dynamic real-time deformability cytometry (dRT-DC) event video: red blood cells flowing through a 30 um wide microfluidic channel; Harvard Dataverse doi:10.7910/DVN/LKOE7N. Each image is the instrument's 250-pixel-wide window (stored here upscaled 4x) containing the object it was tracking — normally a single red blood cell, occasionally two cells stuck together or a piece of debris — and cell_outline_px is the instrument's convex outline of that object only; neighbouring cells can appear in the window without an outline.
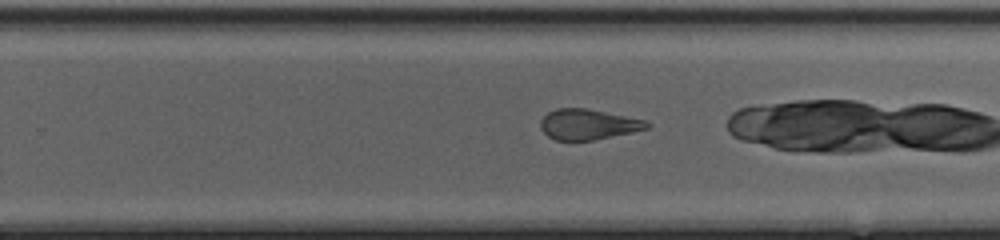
{"species": "common noctule bat (a hibernating species)", "species_latin": "Nyctalus noctula", "temperature_condition": "cold", "stored_images_in_passage": 37, "camera_frame_rate_fps": 3000, "um_per_image_px": 0.085, "animal": {"sex": "female", "body_mass_g": 20.0, "forearm_length_mm": 54.0}, "frame": {"image": 1, "passage_image": 29, "time_ms": 9.333, "image_size_px": [1000, 240], "cell_outline_px": [[652, 124], [648, 128], [632, 132], [592, 140], [556, 140], [548, 136], [540, 128], [540, 120], [548, 112], [556, 108], [588, 108], [648, 120]], "centroid_in_image_um": [50.01, 10.55], "position_along_channel_um": 279.8, "area_um2": 19.02}}
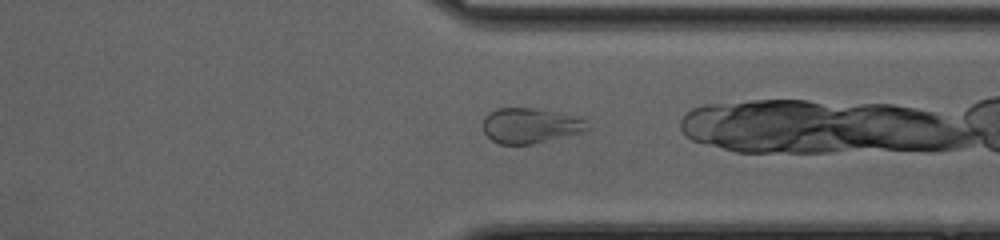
{"frame": {"image": 2, "passage_image": 35, "time_ms": 11.333, "image_size_px": [1000, 240], "cell_outline_px": [[592, 128], [580, 132], [532, 144], [500, 144], [492, 140], [484, 132], [484, 116], [488, 112], [496, 108], [532, 108], [580, 116]], "centroid_in_image_um": [45.07, 10.66], "position_along_channel_um": 366.3, "area_um2": 21.33}}